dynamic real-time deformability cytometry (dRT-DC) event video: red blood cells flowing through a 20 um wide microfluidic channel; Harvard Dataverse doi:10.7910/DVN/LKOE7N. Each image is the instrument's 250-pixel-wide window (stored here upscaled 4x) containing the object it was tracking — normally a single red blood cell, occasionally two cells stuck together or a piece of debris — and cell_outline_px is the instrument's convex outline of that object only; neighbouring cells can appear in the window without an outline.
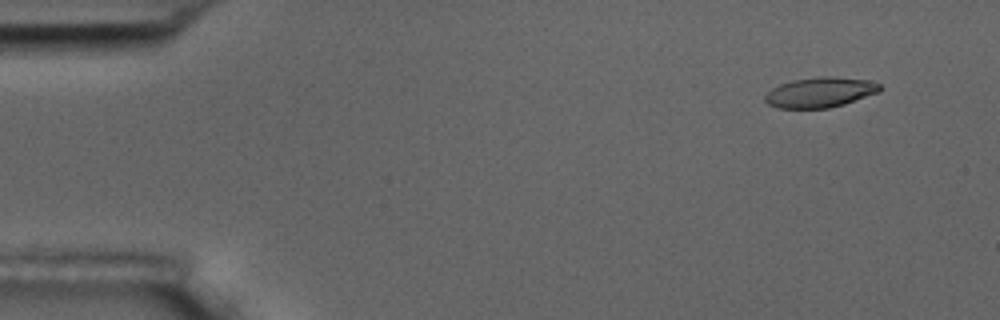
{"species": "common noctule bat (a hibernating species)", "species_latin": "Nyctalus noctula", "temperature_condition": "room temperature", "stored_images_in_passage": 5, "camera_frame_rate_fps": 3000, "um_per_image_px": 0.085, "animal": {"sex": "male", "body_mass_g": 17.5, "forearm_length_mm": 52.3}, "frame": {"image": 1, "passage_image": 2, "time_ms": 1.0, "image_size_px": [1000, 320], "cell_outline_px": [[884, 88], [876, 92], [844, 104], [828, 108], [776, 108], [768, 104], [764, 100], [764, 96], [772, 88], [780, 84], [792, 80], [820, 76], [832, 76], [868, 80], [880, 84]], "centroid_in_image_um": [69.67, 7.84], "position_along_channel_um": 15.3, "area_um2": 20.11}}
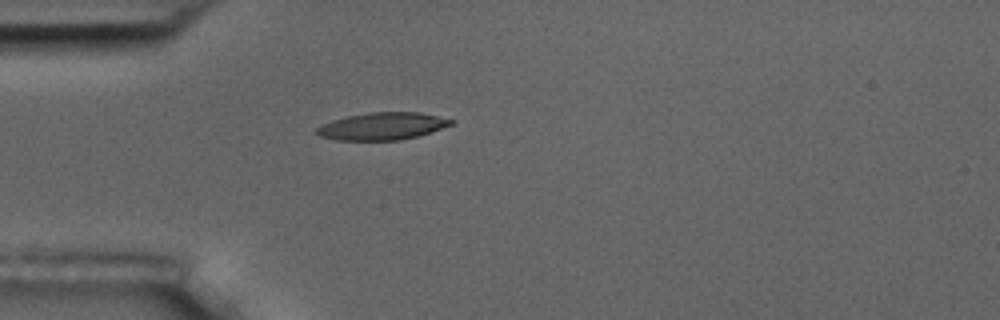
{"frame": {"image": 2, "passage_image": 5, "time_ms": 4.667, "image_size_px": [1000, 320], "cell_outline_px": [[456, 120], [452, 124], [416, 136], [400, 140], [336, 140], [320, 136], [316, 132], [316, 128], [332, 120], [348, 116], [368, 112], [420, 112]], "centroid_in_image_um": [32.48, 10.72], "position_along_channel_um": 52.5, "area_um2": 21.15}}